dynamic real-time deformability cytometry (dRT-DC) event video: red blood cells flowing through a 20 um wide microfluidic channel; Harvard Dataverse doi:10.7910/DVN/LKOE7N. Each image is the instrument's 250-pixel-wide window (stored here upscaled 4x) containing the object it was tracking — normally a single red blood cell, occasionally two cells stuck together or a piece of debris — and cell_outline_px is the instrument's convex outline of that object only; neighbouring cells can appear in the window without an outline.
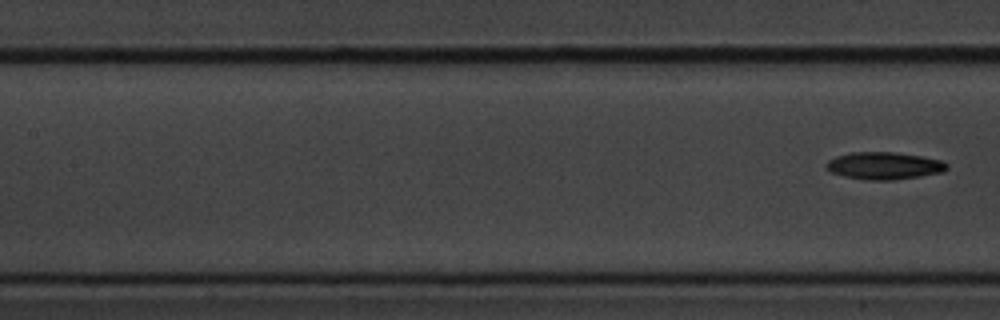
{"species": "common noctule bat (a hibernating species)", "species_latin": "Nyctalus noctula", "temperature_condition": "cold", "stored_images_in_passage": 8, "segment_of_instrument_passage": [2, 2], "camera_frame_rate_fps": 3000, "um_per_image_px": 0.085, "animal": {"sex": "male", "body_mass_g": 20.1, "forearm_length_mm": 53.5}, "frame": {"image": 1, "passage_image": 8, "time_ms": 2.333, "image_size_px": [1000, 320], "cell_outline_px": [[948, 168], [944, 172], [920, 176], [888, 180], [872, 180], [844, 176], [832, 172], [824, 168], [824, 164], [828, 160], [836, 156], [852, 152], [896, 152], [920, 156], [940, 160], [948, 164]], "centroid_in_image_um": [75.13, 14.08], "position_along_channel_um": 132.3, "area_um2": 19.13}}